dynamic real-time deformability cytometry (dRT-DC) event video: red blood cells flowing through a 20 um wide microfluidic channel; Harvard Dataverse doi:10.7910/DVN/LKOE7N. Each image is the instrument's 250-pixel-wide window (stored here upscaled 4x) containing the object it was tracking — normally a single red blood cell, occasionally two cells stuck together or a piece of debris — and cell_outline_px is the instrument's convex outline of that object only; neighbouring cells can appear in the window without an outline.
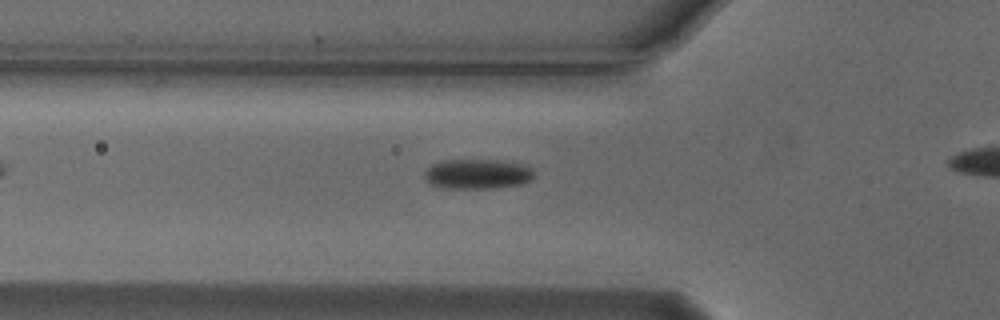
{"species": "Egyptian fruit bat (a non-hibernating species)", "species_latin": "Rousettus aegyptiacus", "temperature_condition": "cold", "stored_images_in_passage": 29, "camera_frame_rate_fps": 3000, "um_per_image_px": 0.085, "animal": {"sex": "male"}, "frame": {"image": 1, "passage_image": 3, "time_ms": 0.667, "image_size_px": [1000, 320], "cell_outline_px": [[536, 176], [532, 180], [524, 184], [492, 188], [448, 188], [432, 184], [424, 176], [424, 172], [432, 164], [444, 160], [496, 160], [520, 164], [532, 168]], "centroid_in_image_um": [40.64, 14.79], "position_along_channel_um": 85.2, "area_um2": 19.02}}
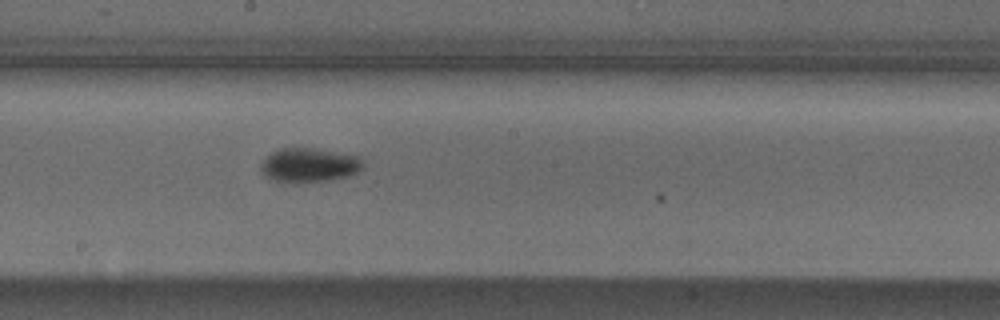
{"frame": {"image": 2, "passage_image": 14, "time_ms": 4.333, "image_size_px": [1000, 320], "cell_outline_px": [[364, 168], [348, 176], [324, 180], [276, 180], [268, 176], [260, 168], [260, 164], [272, 152], [280, 148], [312, 148], [360, 156], [364, 164]], "centroid_in_image_um": [26.34, 13.98], "position_along_channel_um": 221.9, "area_um2": 19.48}}
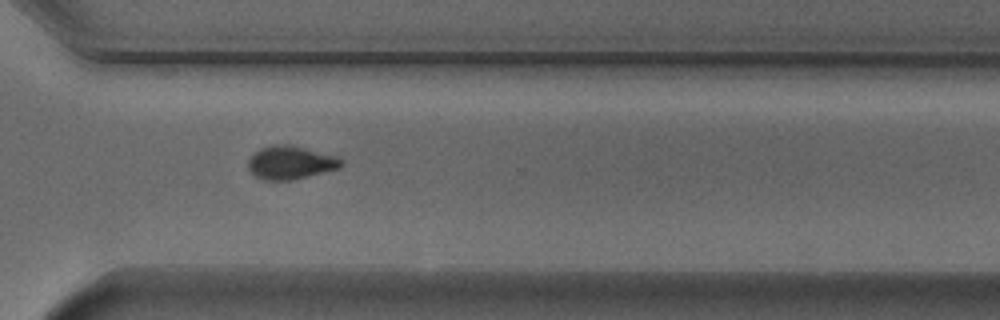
{"frame": {"image": 3, "passage_image": 24, "time_ms": 7.667, "image_size_px": [1000, 320], "cell_outline_px": [[344, 164], [340, 168], [292, 180], [264, 180], [256, 176], [248, 168], [248, 160], [260, 148], [272, 144], [288, 144], [340, 156], [344, 160]], "centroid_in_image_um": [24.75, 13.81], "position_along_channel_um": 345.8, "area_um2": 18.21}}